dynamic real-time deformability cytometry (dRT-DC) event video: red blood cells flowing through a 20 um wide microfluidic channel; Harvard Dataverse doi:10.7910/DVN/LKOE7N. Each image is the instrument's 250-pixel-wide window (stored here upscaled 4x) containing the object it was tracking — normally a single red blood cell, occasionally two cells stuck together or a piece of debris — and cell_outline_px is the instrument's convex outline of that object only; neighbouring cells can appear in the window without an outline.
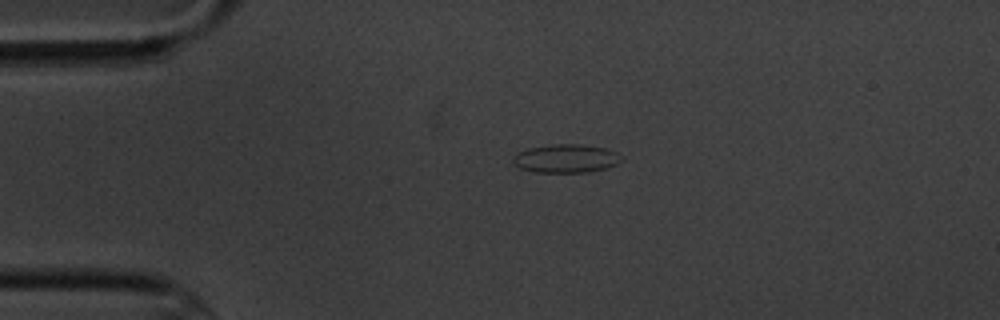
{"species": "common noctule bat (a hibernating species)", "species_latin": "Nyctalus noctula", "temperature_condition": "cold", "stored_images_in_passage": 2, "camera_frame_rate_fps": 3000, "um_per_image_px": 0.085, "animal": {"sex": "male", "body_mass_g": 20.1, "forearm_length_mm": 53.5}, "frame": {"image": 1, "passage_image": 1, "time_ms": 0.0, "image_size_px": [1000, 320], "cell_outline_px": [[624, 156], [616, 164], [604, 168], [588, 172], [536, 172], [520, 168], [512, 164], [512, 156], [516, 152], [528, 148], [552, 144], [580, 144], [604, 148], [616, 152]], "centroid_in_image_um": [48.05, 13.46], "position_along_channel_um": 36.9, "area_um2": 18.03}}